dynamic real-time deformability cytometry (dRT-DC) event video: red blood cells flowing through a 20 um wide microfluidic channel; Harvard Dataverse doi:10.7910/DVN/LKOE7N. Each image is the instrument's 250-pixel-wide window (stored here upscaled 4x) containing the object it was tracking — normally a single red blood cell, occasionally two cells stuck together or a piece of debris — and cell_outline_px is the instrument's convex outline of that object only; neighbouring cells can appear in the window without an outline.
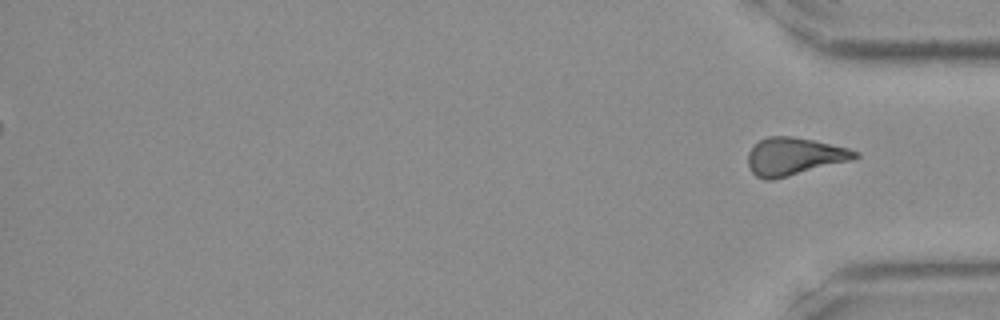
{"species": "Egyptian fruit bat (a non-hibernating species)", "species_latin": "Rousettus aegyptiacus", "temperature_condition": "room temperature", "stored_images_in_passage": 42, "segment_of_instrument_passage": [2, 2], "camera_frame_rate_fps": 3000, "um_per_image_px": 0.085, "frame": {"image": 1, "passage_image": 42, "time_ms": 13.667, "image_size_px": [1000, 320], "cell_outline_px": [[860, 156], [848, 160], [788, 176], [772, 180], [764, 180], [756, 176], [752, 172], [748, 164], [748, 152], [760, 140], [768, 136], [792, 136], [812, 140], [848, 148], [860, 152]], "centroid_in_image_um": [67.46, 13.29], "position_along_channel_um": 367.7, "area_um2": 23.06}}